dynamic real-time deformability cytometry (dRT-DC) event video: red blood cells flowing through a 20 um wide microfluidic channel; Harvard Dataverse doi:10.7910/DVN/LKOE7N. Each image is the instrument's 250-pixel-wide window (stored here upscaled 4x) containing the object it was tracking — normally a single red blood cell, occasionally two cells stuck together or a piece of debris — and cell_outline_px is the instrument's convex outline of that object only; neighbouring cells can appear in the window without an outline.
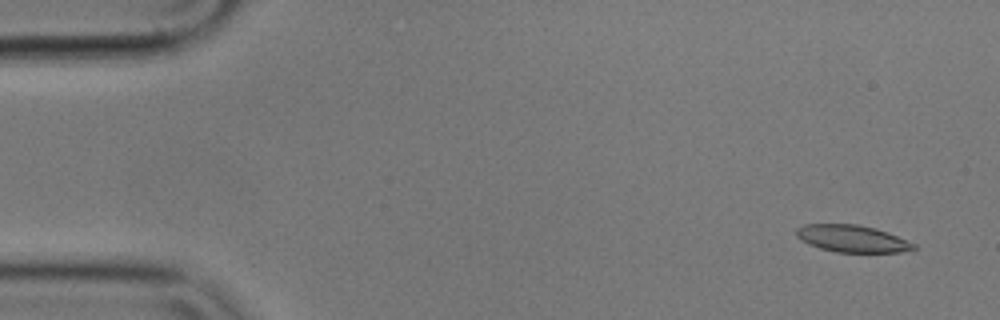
{"species": "common noctule bat (a hibernating species)", "species_latin": "Nyctalus noctula", "temperature_condition": "cold", "stored_images_in_passage": 15, "camera_frame_rate_fps": 3000, "um_per_image_px": 0.085, "animal": {"sex": "male", "body_mass_g": 17.9}, "frame": {"image": 1, "passage_image": 1, "time_ms": 0.0, "image_size_px": [1000, 320], "cell_outline_px": [[916, 248], [900, 252], [836, 252], [820, 248], [808, 244], [800, 240], [796, 236], [796, 228], [804, 224], [856, 224], [876, 228], [916, 244]], "centroid_in_image_um": [72.39, 20.28], "position_along_channel_um": 12.6, "area_um2": 18.44}}
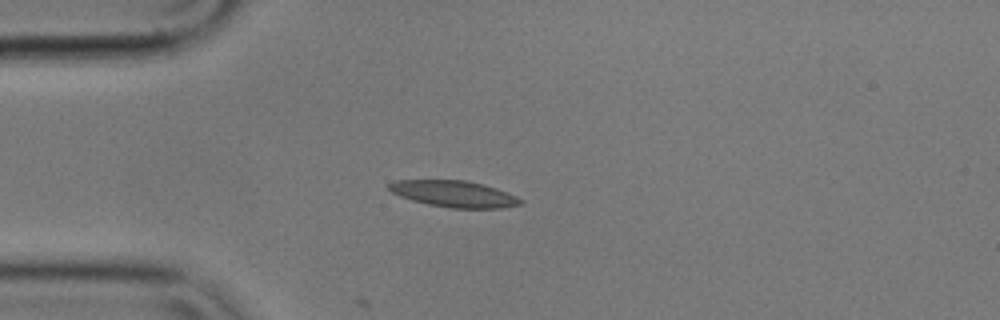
{"frame": {"image": 2, "passage_image": 12, "time_ms": 3.667, "image_size_px": [1000, 320], "cell_outline_px": [[524, 204], [500, 208], [452, 208], [428, 204], [412, 200], [400, 196], [392, 192], [388, 188], [388, 184], [396, 180], [468, 180], [496, 188], [508, 192], [524, 200]], "centroid_in_image_um": [38.63, 16.48], "position_along_channel_um": 46.4, "area_um2": 20.29}}